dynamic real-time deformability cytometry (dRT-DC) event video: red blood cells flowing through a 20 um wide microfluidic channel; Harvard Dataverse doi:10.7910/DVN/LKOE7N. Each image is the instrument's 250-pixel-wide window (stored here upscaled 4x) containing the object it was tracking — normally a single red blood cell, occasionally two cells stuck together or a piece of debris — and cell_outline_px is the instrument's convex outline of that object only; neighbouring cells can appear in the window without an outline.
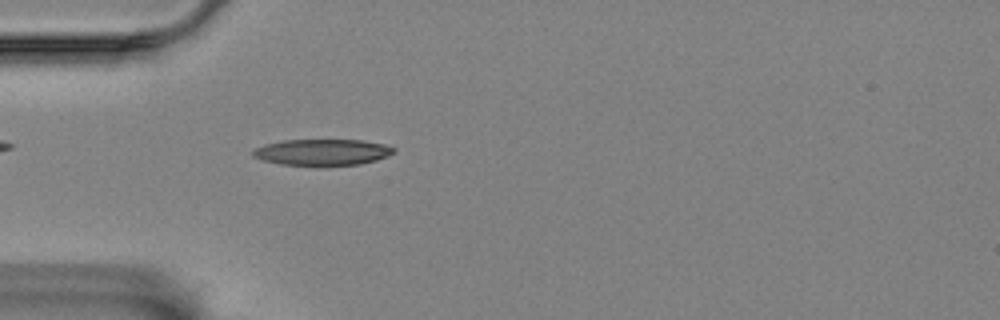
{"species": "Egyptian fruit bat (a non-hibernating species)", "species_latin": "Rousettus aegyptiacus", "temperature_condition": "room temperature", "stored_images_in_passage": 57, "camera_frame_rate_fps": 3000, "um_per_image_px": 0.085, "animal": {"sex": "female"}, "frame": {"image": 1, "passage_image": 16, "time_ms": 5.0, "image_size_px": [1000, 320], "cell_outline_px": [[396, 152], [388, 156], [376, 160], [360, 164], [280, 164], [264, 160], [252, 156], [252, 152], [256, 148], [264, 144], [284, 140], [364, 140], [384, 144], [396, 148]], "centroid_in_image_um": [27.44, 12.91], "position_along_channel_um": 57.6, "area_um2": 21.15}}
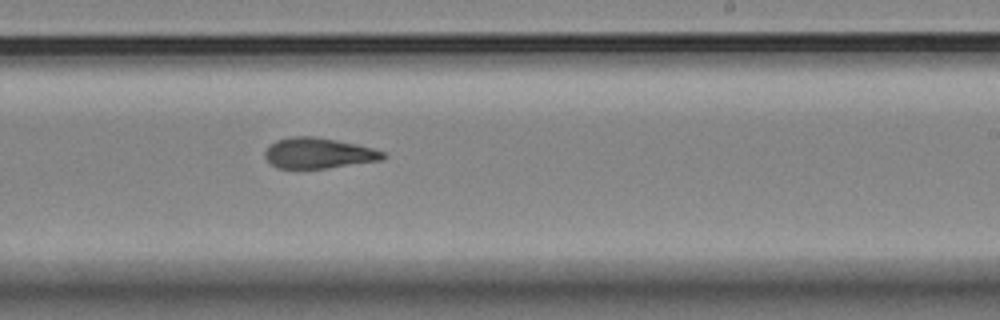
{"frame": {"image": 2, "passage_image": 34, "time_ms": 11.0, "image_size_px": [1000, 320], "cell_outline_px": [[384, 156], [380, 160], [324, 168], [280, 168], [272, 164], [264, 156], [264, 152], [276, 140], [292, 136], [316, 136], [356, 144], [372, 148], [384, 152]], "centroid_in_image_um": [27.04, 13.0], "position_along_channel_um": 262.0, "area_um2": 20.63}}
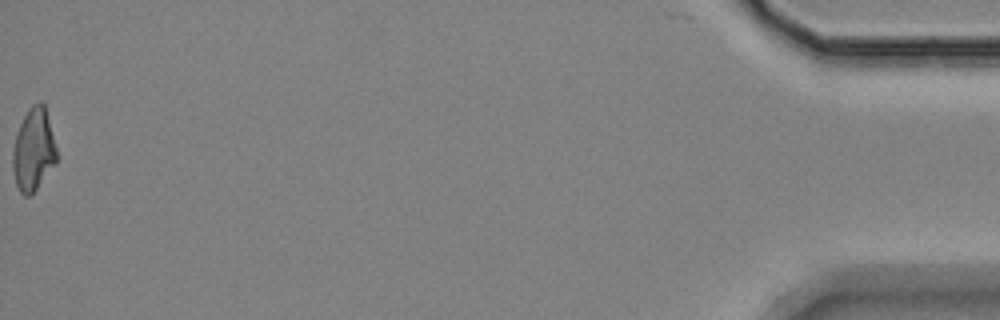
{"frame": {"image": 3, "passage_image": 57, "time_ms": 18.667, "image_size_px": [1000, 320], "cell_outline_px": [[56, 164], [36, 188], [28, 196], [24, 196], [20, 192], [16, 184], [12, 168], [12, 152], [16, 136], [20, 124], [28, 108], [32, 104], [40, 100], [44, 104], [56, 148]], "centroid_in_image_um": [2.83, 12.72], "position_along_channel_um": 432.4, "area_um2": 20.87}, "authors_computed_cell_mechanics": {"area_um2": 21.2126, "velocity_mm_per_s": 3.4637, "shape_relaxation_time_tau1_ms": 7.1579, "shape_relaxation_time_tau2_ms": 4.2072, "deformation_change_tau1": 0.1859, "deformation_change_tau2": 0.1333}}